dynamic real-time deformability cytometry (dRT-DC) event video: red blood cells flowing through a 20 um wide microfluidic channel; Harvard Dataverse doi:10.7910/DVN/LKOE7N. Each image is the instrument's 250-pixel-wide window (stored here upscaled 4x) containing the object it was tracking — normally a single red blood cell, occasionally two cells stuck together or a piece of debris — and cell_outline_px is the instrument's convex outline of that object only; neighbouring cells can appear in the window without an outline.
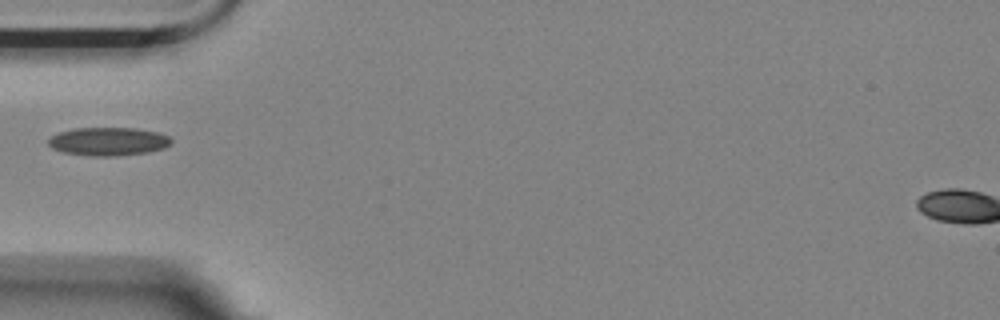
{"species": "Egyptian fruit bat (a non-hibernating species)", "species_latin": "Rousettus aegyptiacus", "temperature_condition": "room temperature", "stored_images_in_passage": 36, "camera_frame_rate_fps": 3000, "um_per_image_px": 0.085, "animal": {"sex": "female"}, "frame": {"image": 1, "passage_image": 1, "time_ms": 0.0, "image_size_px": [1000, 320], "cell_outline_px": [[172, 144], [164, 148], [148, 152], [116, 156], [92, 156], [64, 152], [52, 148], [48, 144], [48, 140], [52, 136], [60, 132], [72, 128], [136, 128], [156, 132], [168, 136], [172, 140]], "centroid_in_image_um": [9.22, 12.02], "position_along_channel_um": 75.8, "area_um2": 20.23}}
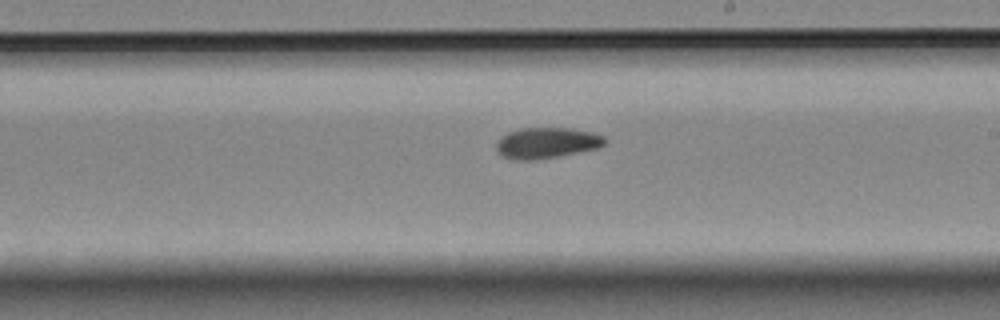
{"frame": {"image": 2, "passage_image": 15, "time_ms": 4.667, "image_size_px": [1000, 320], "cell_outline_px": [[608, 140], [600, 148], [536, 160], [512, 160], [500, 156], [496, 152], [496, 140], [500, 136], [508, 132], [520, 128], [572, 128], [592, 132], [604, 136]], "centroid_in_image_um": [46.43, 12.15], "position_along_channel_um": 242.6, "area_um2": 19.94}}
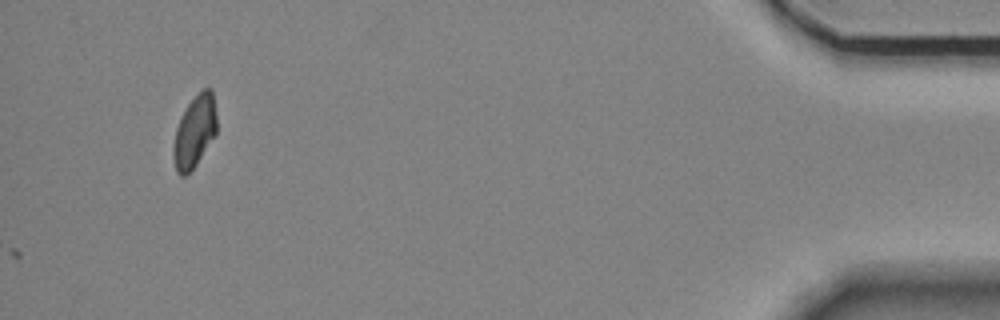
{"frame": {"image": 3, "passage_image": 36, "time_ms": 11.667, "image_size_px": [1000, 320], "cell_outline_px": [[216, 136], [196, 164], [184, 176], [180, 176], [176, 172], [172, 152], [176, 128], [188, 104], [204, 88], [212, 88], [216, 112]], "centroid_in_image_um": [16.55, 11.2], "position_along_channel_um": 418.6, "area_um2": 18.03}}